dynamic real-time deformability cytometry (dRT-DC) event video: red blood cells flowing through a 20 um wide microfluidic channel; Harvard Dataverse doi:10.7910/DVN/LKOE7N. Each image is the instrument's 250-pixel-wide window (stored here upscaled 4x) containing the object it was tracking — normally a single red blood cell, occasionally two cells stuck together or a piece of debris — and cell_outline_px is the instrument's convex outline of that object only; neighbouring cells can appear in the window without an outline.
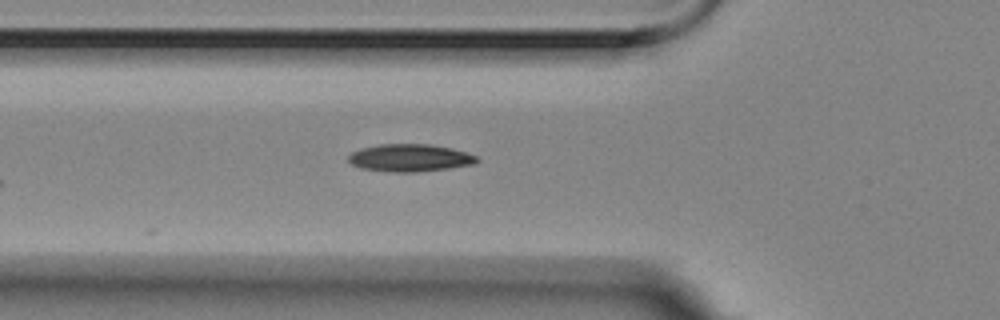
{"species": "Egyptian fruit bat (a non-hibernating species)", "species_latin": "Rousettus aegyptiacus", "temperature_condition": "room temperature", "stored_images_in_passage": 4, "camera_frame_rate_fps": 3000, "um_per_image_px": 0.085, "animal": {"sex": "female"}, "frame": {"image": 1, "passage_image": 4, "time_ms": 1.0, "image_size_px": [1000, 320], "cell_outline_px": [[480, 160], [476, 164], [448, 168], [416, 172], [396, 172], [360, 168], [352, 164], [348, 160], [348, 156], [352, 152], [360, 148], [380, 144], [432, 144], [452, 148], [476, 156]], "centroid_in_image_um": [34.85, 13.41], "position_along_channel_um": 91.0, "area_um2": 20.58}}